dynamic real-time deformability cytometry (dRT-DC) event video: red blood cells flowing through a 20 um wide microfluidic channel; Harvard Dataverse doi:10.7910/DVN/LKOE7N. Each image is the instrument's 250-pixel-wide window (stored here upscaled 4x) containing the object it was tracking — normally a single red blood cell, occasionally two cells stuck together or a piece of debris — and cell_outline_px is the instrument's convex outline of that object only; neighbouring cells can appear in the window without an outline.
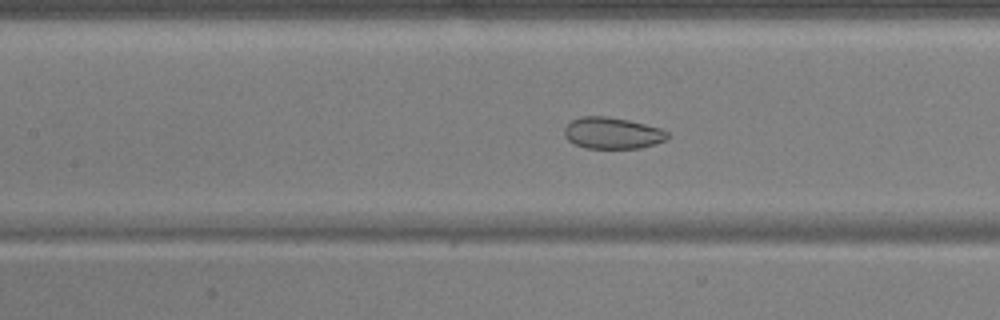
{"species": "common noctule bat (a hibernating species)", "species_latin": "Nyctalus noctula", "temperature_condition": "warm", "stored_images_in_passage": 54, "camera_frame_rate_fps": 3000, "um_per_image_px": 0.085, "animal": {"sex": "male", "body_mass_g": 17.9, "forearm_length_mm": 54.2}, "frame": {"image": 1, "passage_image": 25, "time_ms": 8.0, "image_size_px": [1000, 320], "cell_outline_px": [[668, 136], [664, 140], [656, 144], [640, 148], [584, 148], [568, 140], [564, 136], [564, 128], [572, 120], [580, 116], [604, 116], [628, 120], [660, 128], [668, 132]], "centroid_in_image_um": [52.03, 11.31], "position_along_channel_um": 155.4, "area_um2": 18.84}}
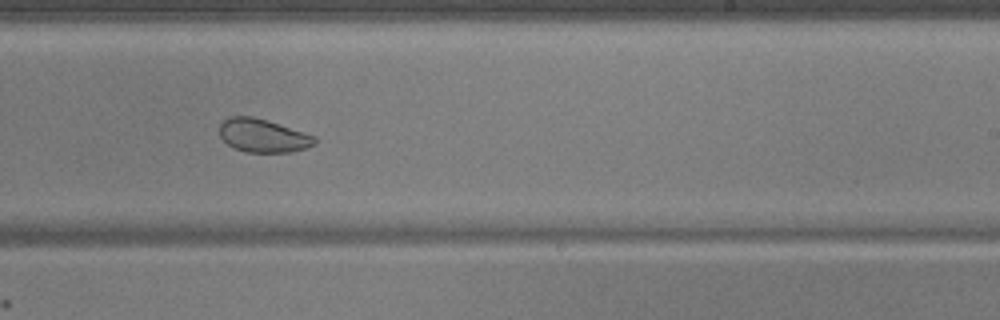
{"frame": {"image": 2, "passage_image": 34, "time_ms": 11.0, "image_size_px": [1000, 320], "cell_outline_px": [[316, 144], [292, 152], [248, 152], [236, 148], [228, 144], [220, 136], [220, 124], [228, 116], [252, 116], [304, 132], [316, 136]], "centroid_in_image_um": [22.36, 11.52], "position_along_channel_um": 266.6, "area_um2": 18.26}}
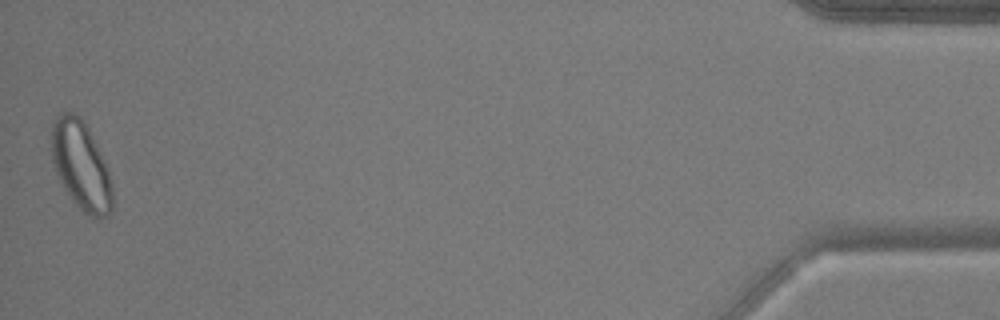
{"frame": {"image": 3, "passage_image": 54, "time_ms": 17.667, "image_size_px": [1000, 320], "cell_outline_px": [[112, 208], [108, 216], [96, 220], [88, 216], [72, 200], [64, 188], [56, 172], [52, 160], [52, 124], [56, 116], [60, 112], [72, 112], [80, 116], [88, 128], [104, 160], [112, 184]], "centroid_in_image_um": [6.89, 14.09], "position_along_channel_um": 428.3, "area_um2": 31.39}, "authors_computed_cell_mechanics": {"area_um2": 26.0389, "velocity_mm_per_s": 3.7213, "shape_relaxation_time_tau1_ms": 5.8247, "shape_relaxation_time_tau2_ms": 1.6643, "deformation_change_tau1": 0.0819, "deformation_change_tau2": 0.0549}}